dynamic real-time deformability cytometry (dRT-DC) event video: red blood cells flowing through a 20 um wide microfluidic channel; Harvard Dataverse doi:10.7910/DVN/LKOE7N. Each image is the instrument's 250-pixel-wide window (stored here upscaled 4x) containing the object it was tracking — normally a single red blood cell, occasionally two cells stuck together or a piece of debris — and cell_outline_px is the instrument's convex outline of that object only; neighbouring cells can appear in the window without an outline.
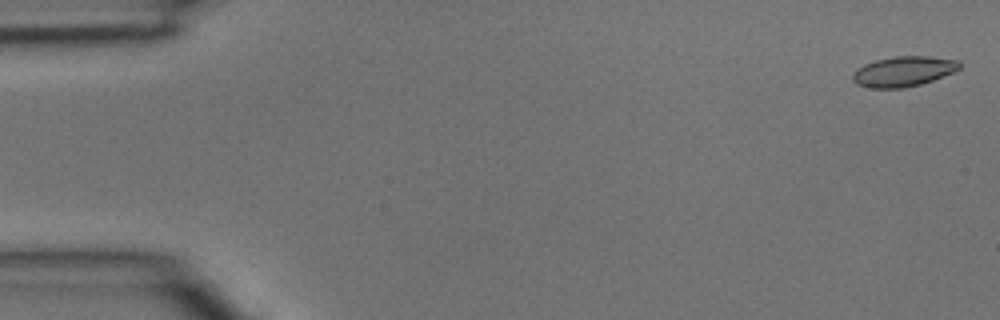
{"species": "common noctule bat (a hibernating species)", "species_latin": "Nyctalus noctula", "temperature_condition": "room temperature", "stored_images_in_passage": 7, "camera_frame_rate_fps": 3000, "um_per_image_px": 0.085, "animal": {"sex": "male", "body_mass_g": 15.6}, "frame": {"image": 1, "passage_image": 1, "time_ms": 0.0, "image_size_px": [1000, 320], "cell_outline_px": [[960, 68], [952, 72], [932, 80], [920, 84], [900, 88], [872, 88], [856, 84], [852, 80], [852, 76], [856, 68], [864, 64], [876, 60], [896, 56], [928, 56], [956, 60], [960, 64]], "centroid_in_image_um": [76.74, 6.07], "position_along_channel_um": 8.3, "area_um2": 18.55}}